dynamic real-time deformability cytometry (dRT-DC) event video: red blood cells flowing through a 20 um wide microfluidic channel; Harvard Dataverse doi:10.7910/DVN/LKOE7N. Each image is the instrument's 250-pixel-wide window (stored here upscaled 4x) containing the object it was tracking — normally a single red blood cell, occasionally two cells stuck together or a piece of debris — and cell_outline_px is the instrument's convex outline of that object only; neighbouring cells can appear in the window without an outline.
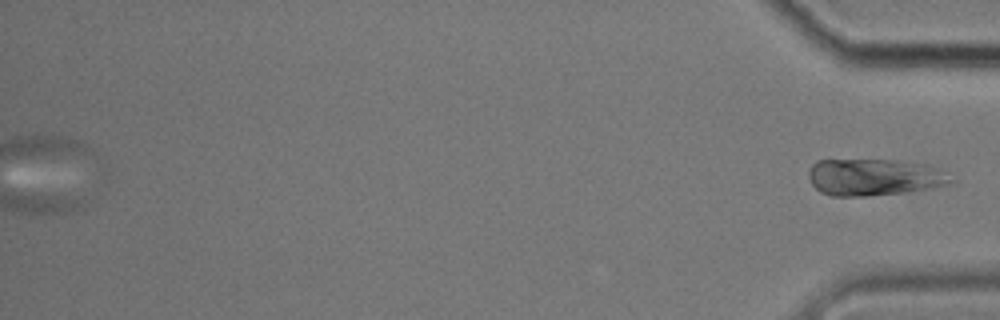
{"species": "common noctule bat (a hibernating species)", "species_latin": "Nyctalus noctula", "temperature_condition": "cold", "stored_images_in_passage": 59, "camera_frame_rate_fps": 3000, "um_per_image_px": 0.085, "animal": {"sex": "male", "body_mass_g": 17.9}, "frame": {"image": 1, "passage_image": 59, "time_ms": 19.333, "image_size_px": [1000, 320], "cell_outline_px": [[956, 180], [944, 184], [928, 188], [904, 192], [868, 196], [832, 196], [820, 192], [812, 184], [808, 176], [808, 172], [812, 164], [816, 160], [892, 160], [928, 164], [940, 168]], "centroid_in_image_um": [74.28, 15.05], "position_along_channel_um": 360.9, "area_um2": 30.52}}